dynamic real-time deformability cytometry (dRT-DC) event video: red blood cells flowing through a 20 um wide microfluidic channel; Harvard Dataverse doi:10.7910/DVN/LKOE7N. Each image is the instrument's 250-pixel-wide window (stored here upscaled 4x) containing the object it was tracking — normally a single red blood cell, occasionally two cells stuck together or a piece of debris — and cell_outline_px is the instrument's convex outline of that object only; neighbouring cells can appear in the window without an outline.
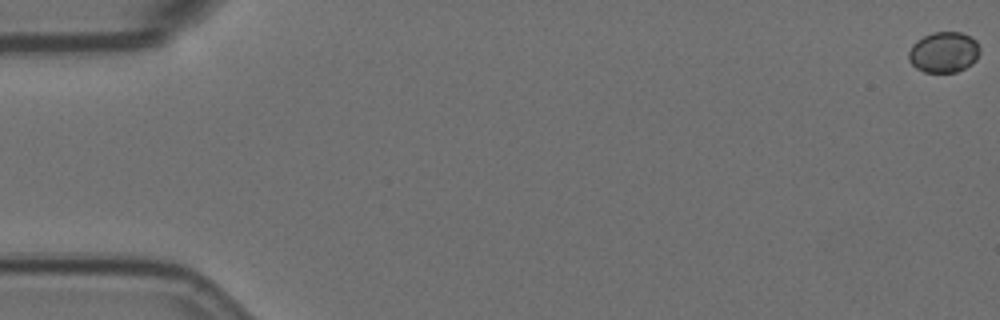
{"species": "Egyptian fruit bat (a non-hibernating species)", "species_latin": "Rousettus aegyptiacus", "temperature_condition": "room temperature", "stored_images_in_passage": 55, "camera_frame_rate_fps": 3000, "um_per_image_px": 0.085, "animal": {"sex": "female"}, "frame": {"image": 1, "passage_image": 1, "time_ms": 0.0, "image_size_px": [1000, 320], "cell_outline_px": [[980, 52], [976, 60], [972, 64], [956, 72], [924, 72], [916, 68], [908, 60], [908, 52], [912, 44], [916, 40], [932, 32], [960, 32], [976, 40], [980, 48]], "centroid_in_image_um": [80.21, 4.44], "position_along_channel_um": 4.8, "area_um2": 16.99}}
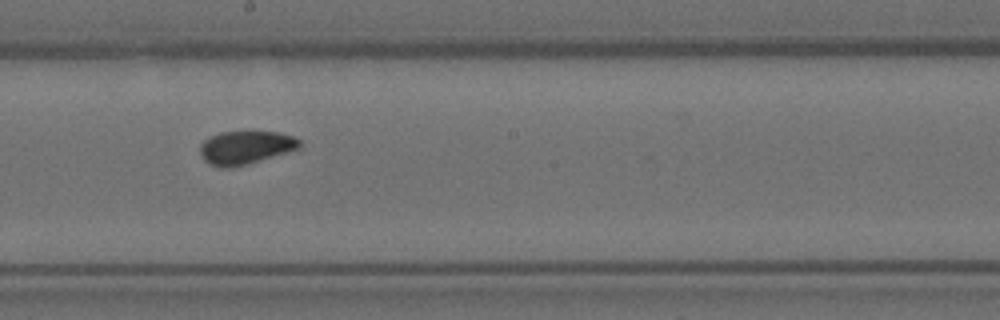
{"frame": {"image": 2, "passage_image": 33, "time_ms": 10.667, "image_size_px": [1000, 320], "cell_outline_px": [[300, 148], [248, 164], [228, 168], [220, 168], [208, 164], [204, 160], [200, 152], [200, 144], [204, 140], [220, 132], [280, 132], [292, 136], [300, 140]], "centroid_in_image_um": [20.85, 12.55], "position_along_channel_um": 227.4, "area_um2": 19.25}}
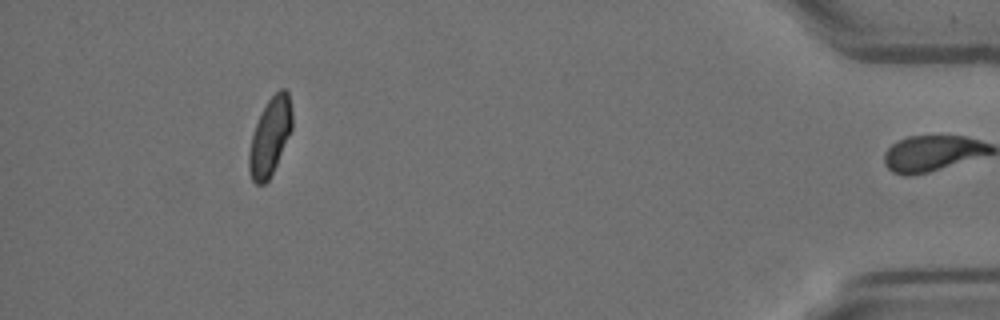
{"frame": {"image": 3, "passage_image": 54, "time_ms": 17.667, "image_size_px": [1000, 320], "cell_outline_px": [[292, 128], [276, 164], [268, 180], [264, 184], [256, 184], [252, 180], [248, 172], [248, 152], [252, 136], [256, 124], [268, 100], [280, 88], [284, 88], [288, 92], [292, 112]], "centroid_in_image_um": [22.94, 11.62], "position_along_channel_um": 412.3, "area_um2": 19.19}, "authors_computed_cell_mechanics": {"area_um2": 18.9006, "velocity_mm_per_s": 3.5586, "shape_relaxation_time_tau1_ms": 5.3094, "shape_relaxation_time_tau2_ms": 3.7589, "deformation_change_tau1": 0.0622, "deformation_change_tau2": 0.0732}}